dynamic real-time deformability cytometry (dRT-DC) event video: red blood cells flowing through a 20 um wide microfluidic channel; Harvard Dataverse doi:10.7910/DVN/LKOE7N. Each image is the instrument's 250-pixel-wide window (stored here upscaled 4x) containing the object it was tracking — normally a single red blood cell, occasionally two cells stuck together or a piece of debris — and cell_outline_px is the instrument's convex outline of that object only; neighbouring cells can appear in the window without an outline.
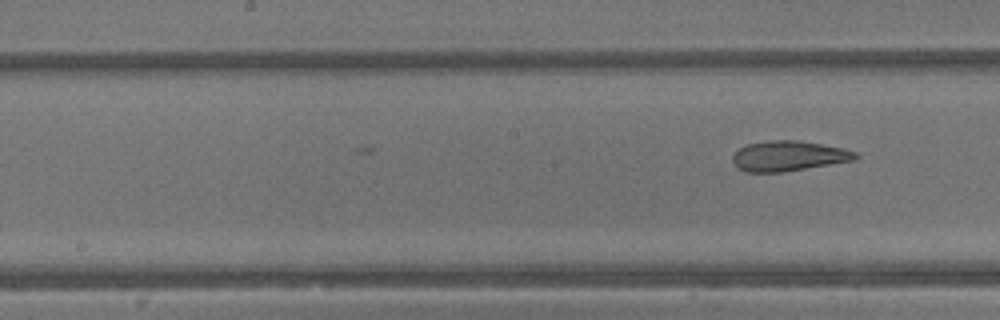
{"species": "common noctule bat (a hibernating species)", "species_latin": "Nyctalus noctula", "temperature_condition": "warm", "stored_images_in_passage": 8, "camera_frame_rate_fps": 3000, "um_per_image_px": 0.085, "animal": {"sex": "male", "body_mass_g": 13.3}, "frame": {"image": 1, "passage_image": 8, "time_ms": 2.333, "image_size_px": [1000, 320], "cell_outline_px": [[860, 156], [856, 160], [784, 172], [744, 172], [736, 168], [732, 160], [732, 156], [740, 148], [748, 144], [768, 140], [796, 140], [844, 148], [856, 152]], "centroid_in_image_um": [67.03, 13.27], "position_along_channel_um": 181.2, "area_um2": 21.73}}